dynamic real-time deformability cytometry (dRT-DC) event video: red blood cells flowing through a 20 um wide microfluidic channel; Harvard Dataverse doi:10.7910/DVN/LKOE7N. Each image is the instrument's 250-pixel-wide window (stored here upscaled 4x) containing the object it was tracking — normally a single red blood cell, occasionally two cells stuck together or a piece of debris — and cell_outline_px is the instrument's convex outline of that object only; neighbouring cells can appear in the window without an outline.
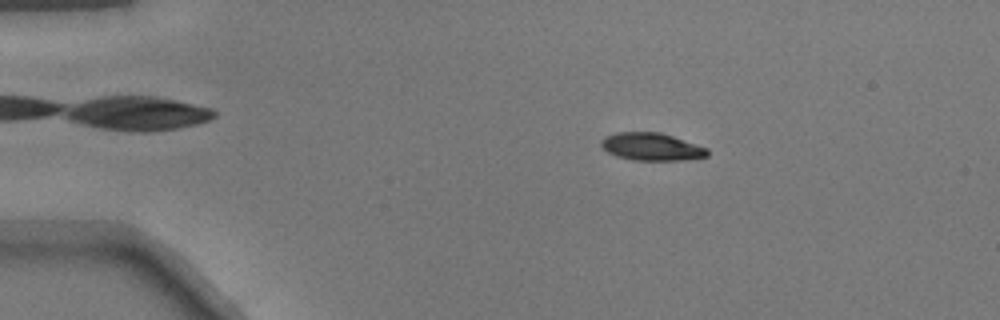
{"species": "common noctule bat (a hibernating species)", "species_latin": "Nyctalus noctula", "temperature_condition": "warm", "stored_images_in_passage": 50, "camera_frame_rate_fps": 3000, "um_per_image_px": 0.085, "animal": {"sex": "male", "body_mass_g": 17.9}, "frame": {"image": 1, "passage_image": 9, "time_ms": 2.667, "image_size_px": [1000, 320], "cell_outline_px": [[708, 156], [680, 160], [632, 160], [616, 156], [608, 152], [600, 144], [600, 140], [604, 136], [616, 132], [660, 132], [708, 148]], "centroid_in_image_um": [55.34, 12.46], "position_along_channel_um": 29.7, "area_um2": 17.05}}
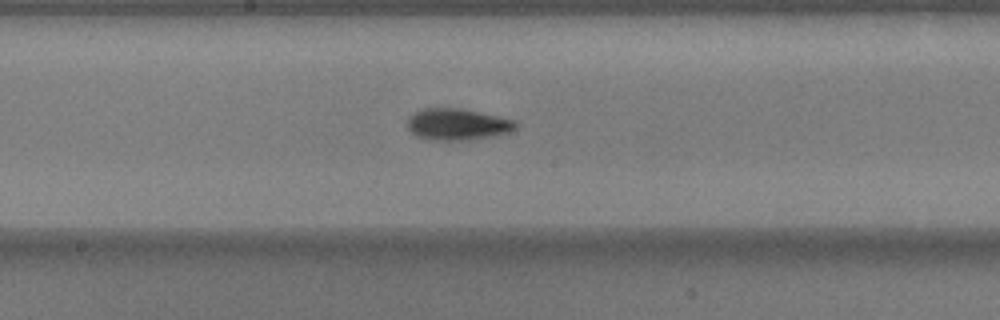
{"frame": {"image": 2, "passage_image": 27, "time_ms": 8.667, "image_size_px": [1000, 320], "cell_outline_px": [[520, 124], [516, 128], [508, 132], [496, 136], [468, 140], [428, 140], [416, 136], [408, 128], [408, 116], [424, 108], [460, 108], [516, 120]], "centroid_in_image_um": [38.9, 10.58], "position_along_channel_um": 209.3, "area_um2": 20.06}}
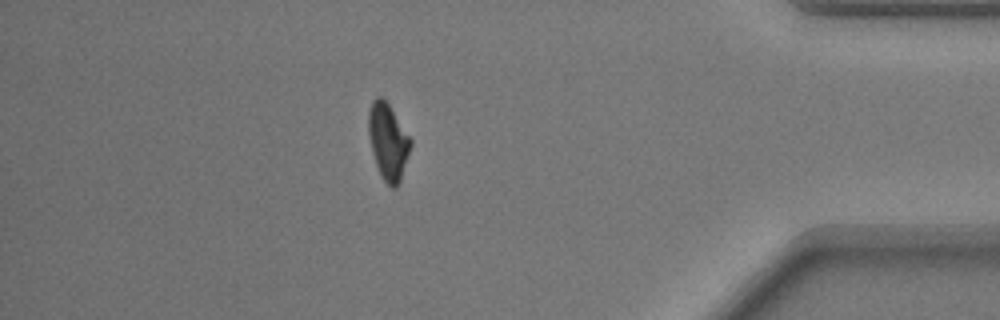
{"frame": {"image": 3, "passage_image": 44, "time_ms": 14.333, "image_size_px": [1000, 320], "cell_outline_px": [[412, 144], [400, 184], [396, 188], [392, 188], [380, 176], [372, 152], [368, 132], [368, 112], [372, 100], [376, 96], [380, 96], [388, 104], [412, 140]], "centroid_in_image_um": [32.98, 12.06], "position_along_channel_um": 402.2, "area_um2": 18.79}}